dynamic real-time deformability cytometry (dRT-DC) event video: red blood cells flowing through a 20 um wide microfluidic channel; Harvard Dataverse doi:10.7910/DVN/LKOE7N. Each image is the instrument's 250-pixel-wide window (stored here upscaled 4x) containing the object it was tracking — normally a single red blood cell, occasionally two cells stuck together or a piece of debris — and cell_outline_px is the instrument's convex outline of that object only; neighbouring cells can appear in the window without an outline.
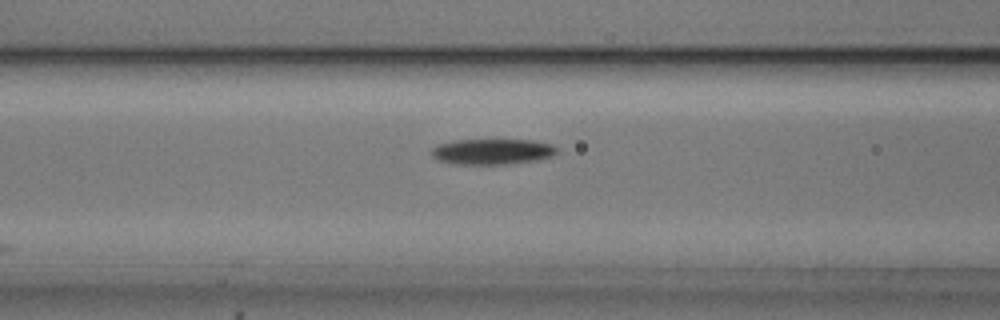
{"species": "common noctule bat (a hibernating species)", "species_latin": "Nyctalus noctula", "temperature_condition": "cold", "stored_images_in_passage": 32, "camera_frame_rate_fps": 3000, "um_per_image_px": 0.085, "animal": {"sex": "male", "body_mass_g": 20.5, "forearm_length_mm": 52.5}, "frame": {"image": 1, "passage_image": 7, "time_ms": 2.0, "image_size_px": [1000, 320], "cell_outline_px": [[560, 152], [552, 156], [536, 160], [512, 164], [456, 164], [440, 160], [432, 156], [432, 148], [436, 144], [456, 140], [532, 140], [552, 144], [560, 148]], "centroid_in_image_um": [41.91, 12.88], "position_along_channel_um": 124.7, "area_um2": 18.9}}
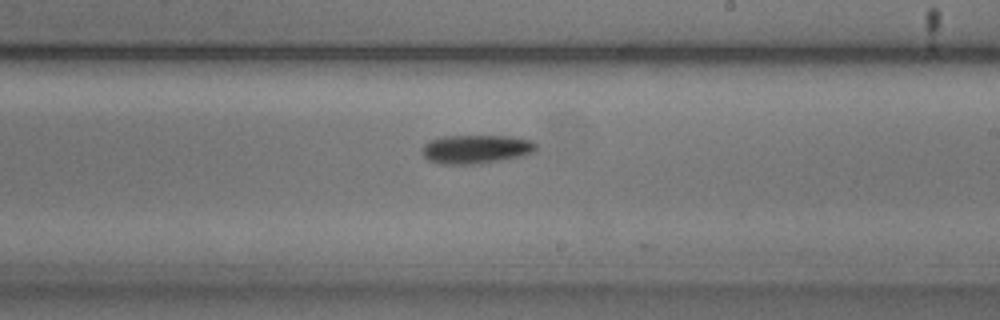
{"frame": {"image": 2, "passage_image": 17, "time_ms": 5.333, "image_size_px": [1000, 320], "cell_outline_px": [[536, 152], [524, 156], [476, 164], [440, 164], [428, 160], [424, 156], [424, 144], [428, 140], [440, 136], [512, 136], [532, 140], [536, 144]], "centroid_in_image_um": [40.49, 12.67], "position_along_channel_um": 248.5, "area_um2": 19.25}}
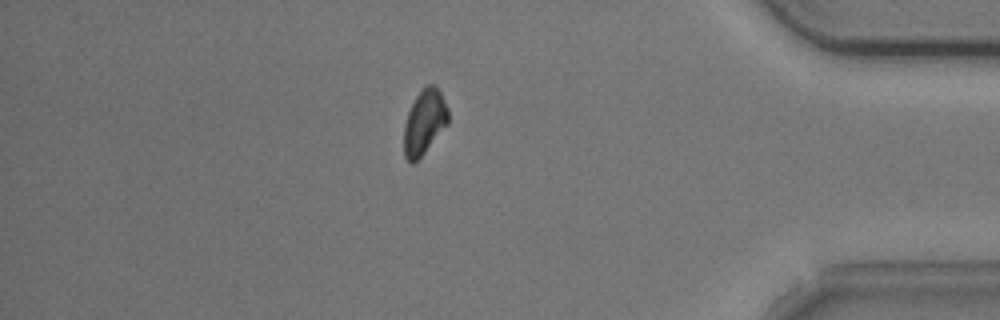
{"frame": {"image": 3, "passage_image": 32, "time_ms": 10.333, "image_size_px": [1000, 320], "cell_outline_px": [[448, 124], [424, 152], [412, 164], [404, 156], [404, 124], [408, 112], [416, 96], [428, 84], [436, 84], [448, 108]], "centroid_in_image_um": [36.07, 10.36], "position_along_channel_um": 399.1, "area_um2": 16.47}, "authors_computed_cell_mechanics": {"area_um2": 18.8139, "velocity_mm_per_s": 3.7197, "shape_relaxation_time_tau1_ms": 2.4554, "shape_relaxation_time_tau2_ms": null, "deformation_change_tau1": 0.0978, "deformation_change_tau2": null}}